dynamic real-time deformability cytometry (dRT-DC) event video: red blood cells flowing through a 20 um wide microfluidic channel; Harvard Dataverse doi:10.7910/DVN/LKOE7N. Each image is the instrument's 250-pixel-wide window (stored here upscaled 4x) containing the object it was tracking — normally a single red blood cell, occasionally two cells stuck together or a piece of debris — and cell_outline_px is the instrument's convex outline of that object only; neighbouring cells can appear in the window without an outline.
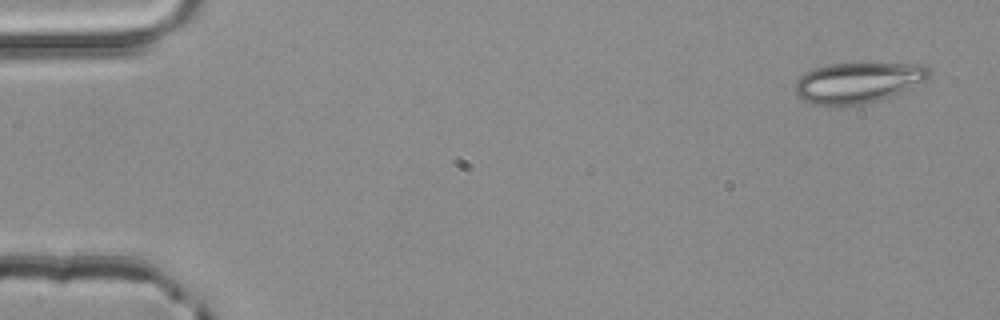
{"species": "common noctule bat (a hibernating species)", "species_latin": "Nyctalus noctula", "temperature_condition": "room temperature", "stored_images_in_passage": 4, "camera_frame_rate_fps": 3000, "um_per_image_px": 0.085, "animal": {"sex": "male", "body_mass_g": 20.4}, "frame": {"image": 1, "passage_image": 1, "time_ms": 0.0, "image_size_px": [1000, 320], "cell_outline_px": [[932, 72], [928, 80], [912, 88], [864, 104], [828, 108], [804, 100], [796, 92], [792, 84], [804, 72], [828, 64], [856, 60], [924, 64]], "centroid_in_image_um": [72.95, 6.97], "position_along_channel_um": 12.0, "area_um2": 33.41}}